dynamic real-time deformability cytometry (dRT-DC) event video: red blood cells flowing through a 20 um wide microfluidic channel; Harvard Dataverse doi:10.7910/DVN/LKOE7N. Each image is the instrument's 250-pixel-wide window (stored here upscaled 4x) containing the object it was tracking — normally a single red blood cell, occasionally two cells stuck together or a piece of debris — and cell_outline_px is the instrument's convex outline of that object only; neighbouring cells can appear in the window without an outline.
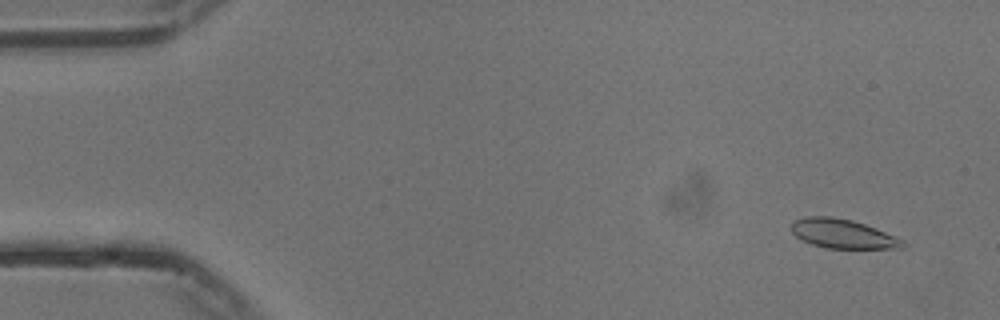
{"species": "common noctule bat (a hibernating species)", "species_latin": "Nyctalus noctula", "temperature_condition": "cold", "stored_images_in_passage": 54, "camera_frame_rate_fps": 3000, "um_per_image_px": 0.085, "animal": {"sex": "male", "body_mass_g": 13.3}, "frame": {"image": 1, "passage_image": 3, "time_ms": 0.667, "image_size_px": [1000, 320], "cell_outline_px": [[904, 248], [828, 248], [812, 244], [800, 240], [792, 232], [792, 220], [804, 216], [832, 216], [852, 220], [876, 228], [896, 236], [904, 240]], "centroid_in_image_um": [71.61, 19.86], "position_along_channel_um": 13.4, "area_um2": 19.02}}
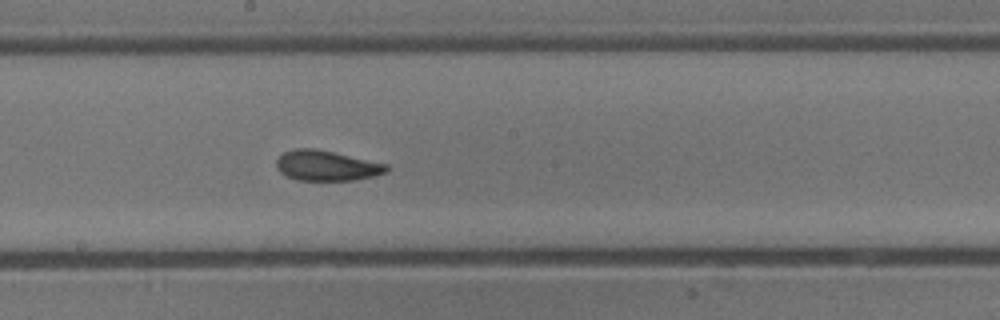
{"frame": {"image": 2, "passage_image": 29, "time_ms": 9.333, "image_size_px": [1000, 320], "cell_outline_px": [[388, 172], [356, 180], [296, 180], [280, 172], [276, 168], [276, 160], [284, 152], [296, 148], [312, 148], [332, 152], [388, 164]], "centroid_in_image_um": [27.75, 14.08], "position_along_channel_um": 220.5, "area_um2": 19.25}}
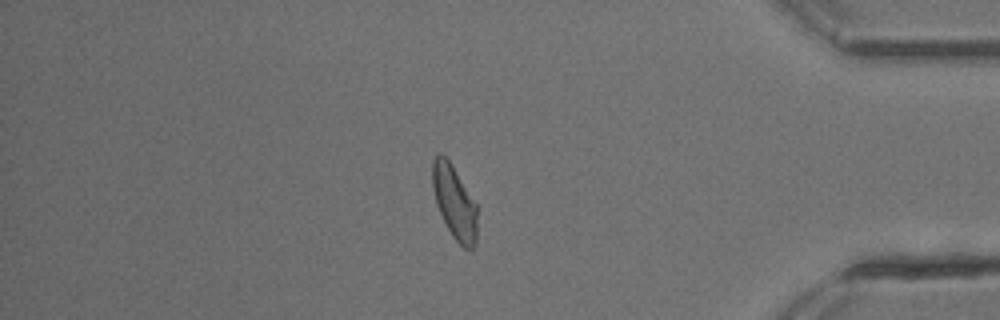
{"frame": {"image": 3, "passage_image": 46, "time_ms": 15.0, "image_size_px": [1000, 320], "cell_outline_px": [[476, 244], [472, 248], [464, 248], [452, 236], [436, 204], [432, 188], [432, 160], [440, 152], [448, 160], [476, 204]], "centroid_in_image_um": [38.6, 17.19], "position_along_channel_um": 396.6, "area_um2": 18.67}, "authors_computed_cell_mechanics": {"area_um2": 19.4208, "velocity_mm_per_s": 3.7334, "shape_relaxation_time_tau1_ms": 3.3228, "shape_relaxation_time_tau2_ms": 1.5349, "deformation_change_tau1": 0.1054, "deformation_change_tau2": 0.066}}